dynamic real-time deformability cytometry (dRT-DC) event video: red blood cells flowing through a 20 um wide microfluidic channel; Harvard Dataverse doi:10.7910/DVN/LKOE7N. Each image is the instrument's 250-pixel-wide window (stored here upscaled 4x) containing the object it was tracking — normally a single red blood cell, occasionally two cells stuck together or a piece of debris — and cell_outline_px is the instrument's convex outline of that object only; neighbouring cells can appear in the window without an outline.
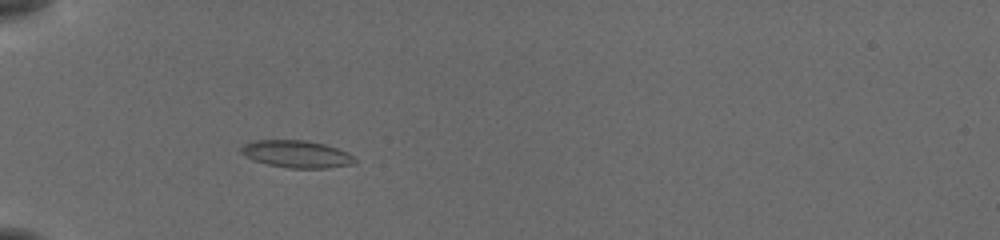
{"species": "common noctule bat (a hibernating species)", "species_latin": "Nyctalus noctula", "temperature_condition": "cold", "stored_images_in_passage": 4, "camera_frame_rate_fps": 3000, "um_per_image_px": 0.085, "animal": {"sex": "female", "body_mass_g": 19.5, "forearm_length_mm": 54.1}, "frame": {"image": 1, "passage_image": 3, "time_ms": 0.667, "image_size_px": [1000, 240], "cell_outline_px": [[356, 164], [328, 168], [288, 168], [268, 164], [252, 160], [244, 156], [240, 152], [240, 148], [244, 144], [252, 140], [308, 140], [324, 144], [348, 152], [356, 160]], "centroid_in_image_um": [25.19, 13.09], "position_along_channel_um": 59.8, "area_um2": 18.26}}